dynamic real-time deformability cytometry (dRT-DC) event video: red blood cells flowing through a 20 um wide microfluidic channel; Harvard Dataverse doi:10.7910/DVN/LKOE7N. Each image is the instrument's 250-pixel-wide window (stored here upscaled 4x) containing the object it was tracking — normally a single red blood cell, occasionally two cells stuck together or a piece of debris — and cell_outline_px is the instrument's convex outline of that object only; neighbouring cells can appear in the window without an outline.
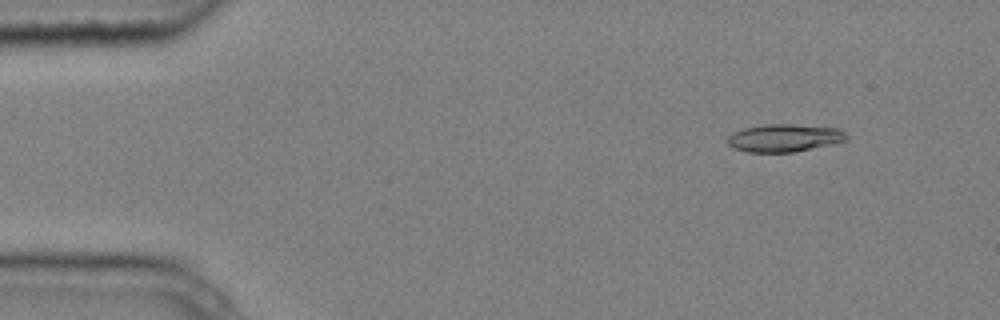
{"species": "common noctule bat (a hibernating species)", "species_latin": "Nyctalus noctula", "temperature_condition": "cold", "stored_images_in_passage": 5, "camera_frame_rate_fps": 3000, "um_per_image_px": 0.085, "animal": {"sex": "male", "body_mass_g": 20.4}, "frame": {"image": 1, "passage_image": 2, "time_ms": 0.333, "image_size_px": [1000, 320], "cell_outline_px": [[848, 140], [832, 144], [796, 152], [748, 152], [732, 148], [728, 144], [728, 136], [732, 132], [744, 128], [760, 124], [792, 124], [836, 128], [844, 132], [848, 136]], "centroid_in_image_um": [66.65, 11.72], "position_along_channel_um": 18.4, "area_um2": 19.36}}
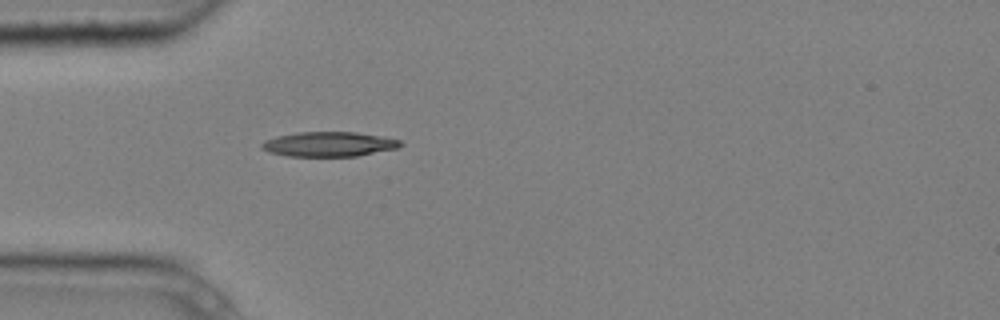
{"frame": {"image": 2, "passage_image": 5, "time_ms": 1.333, "image_size_px": [1000, 320], "cell_outline_px": [[404, 144], [400, 148], [356, 156], [288, 156], [268, 152], [260, 148], [260, 144], [264, 140], [276, 136], [296, 132], [356, 132], [380, 136], [400, 140]], "centroid_in_image_um": [27.94, 12.25], "position_along_channel_um": 57.1, "area_um2": 20.17}}